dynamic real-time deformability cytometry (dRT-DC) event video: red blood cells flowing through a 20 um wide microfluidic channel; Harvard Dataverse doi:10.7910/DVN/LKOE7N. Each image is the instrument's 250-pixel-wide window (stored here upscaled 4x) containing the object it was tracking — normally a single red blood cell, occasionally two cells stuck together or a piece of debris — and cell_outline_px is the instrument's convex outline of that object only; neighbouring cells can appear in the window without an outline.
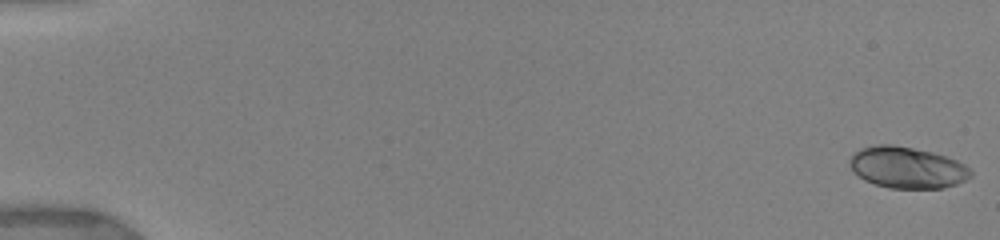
{"species": "human", "species_latin": "Homo sapiens", "temperature_condition": "warm", "stored_images_in_passage": 101, "camera_frame_rate_fps": 3000, "um_per_image_px": 0.085, "donor": {"sex": "female"}, "frame": {"image": 1, "passage_image": 1, "time_ms": 0.0, "image_size_px": [1000, 240], "cell_outline_px": [[972, 176], [956, 184], [944, 188], [888, 188], [864, 180], [852, 172], [848, 164], [848, 160], [852, 152], [860, 148], [876, 144], [892, 144], [932, 152], [956, 160], [964, 164], [972, 172]], "centroid_in_image_um": [77.04, 14.23], "position_along_channel_um": 8.0, "area_um2": 29.42}}
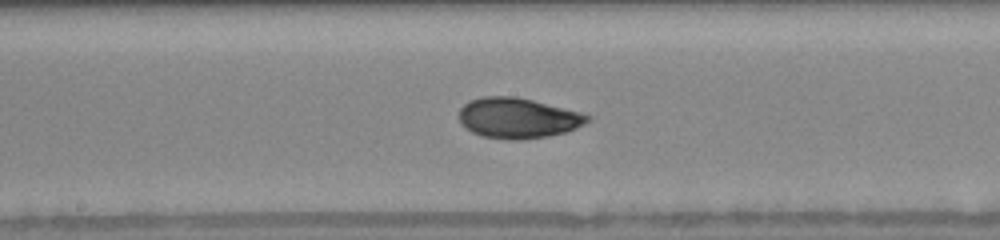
{"frame": {"image": 2, "passage_image": 56, "time_ms": 9.333, "image_size_px": [1000, 240], "cell_outline_px": [[592, 120], [576, 128], [564, 132], [548, 136], [516, 140], [512, 140], [484, 136], [472, 132], [460, 120], [460, 108], [468, 100], [484, 96], [512, 96], [532, 100], [580, 112], [592, 116]], "centroid_in_image_um": [44.04, 10.02], "position_along_channel_um": 204.2, "area_um2": 29.94}}
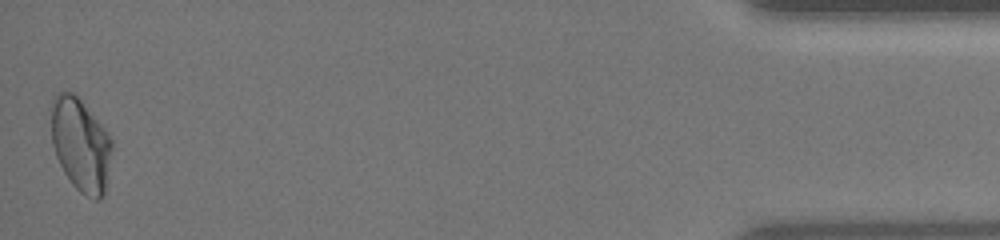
{"frame": {"image": 3, "passage_image": 101, "time_ms": 17.0, "image_size_px": [1000, 240], "cell_outline_px": [[112, 148], [104, 196], [100, 200], [96, 200], [80, 192], [72, 184], [64, 172], [56, 156], [52, 144], [48, 108], [52, 96], [56, 92], [72, 92], [80, 100], [104, 128], [112, 140]], "centroid_in_image_um": [6.8, 12.26], "position_along_channel_um": 428.4, "area_um2": 33.35}, "authors_computed_cell_mechanics": {"area_um2": 29.5358, "velocity_mm_per_s": 3.9477, "shape_relaxation_time_tau1_ms": 4.4073, "shape_relaxation_time_tau2_ms": 0.9625, "deformation_change_tau1": 0.1761, "deformation_change_tau2": 0.0505}}